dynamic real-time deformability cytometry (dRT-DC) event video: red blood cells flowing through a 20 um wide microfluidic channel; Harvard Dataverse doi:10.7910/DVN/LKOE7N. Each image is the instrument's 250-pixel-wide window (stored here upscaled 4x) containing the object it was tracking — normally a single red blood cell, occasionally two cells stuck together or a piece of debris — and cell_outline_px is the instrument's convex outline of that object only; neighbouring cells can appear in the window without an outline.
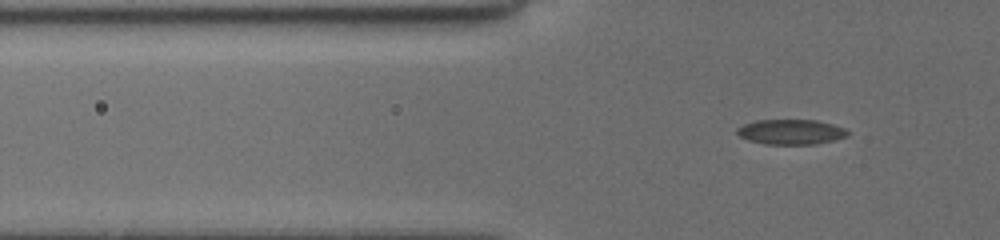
{"species": "common noctule bat (a hibernating species)", "species_latin": "Nyctalus noctula", "temperature_condition": "cold", "stored_images_in_passage": 31, "camera_frame_rate_fps": 3000, "um_per_image_px": 0.085, "animal": {"sex": "female", "body_mass_g": 19.5, "forearm_length_mm": 54.1}, "frame": {"image": 1, "passage_image": 9, "time_ms": 3.333, "image_size_px": [1000, 240], "cell_outline_px": [[848, 136], [836, 140], [816, 144], [764, 144], [748, 140], [740, 136], [736, 132], [736, 128], [744, 124], [756, 120], [816, 120], [832, 124], [844, 128], [848, 132]], "centroid_in_image_um": [67.23, 11.21], "position_along_channel_um": 58.6, "area_um2": 16.18}}
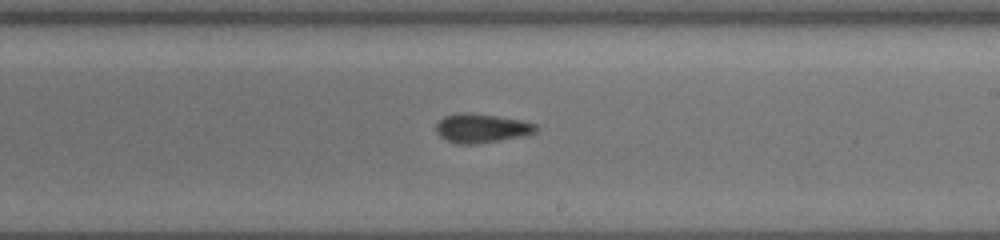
{"frame": {"image": 2, "passage_image": 21, "time_ms": 8.667, "image_size_px": [1000, 240], "cell_outline_px": [[536, 132], [520, 136], [476, 144], [460, 144], [448, 140], [440, 136], [436, 132], [436, 124], [444, 116], [460, 112], [472, 112], [520, 120], [536, 124]], "centroid_in_image_um": [40.88, 10.88], "position_along_channel_um": 248.1, "area_um2": 16.65}}
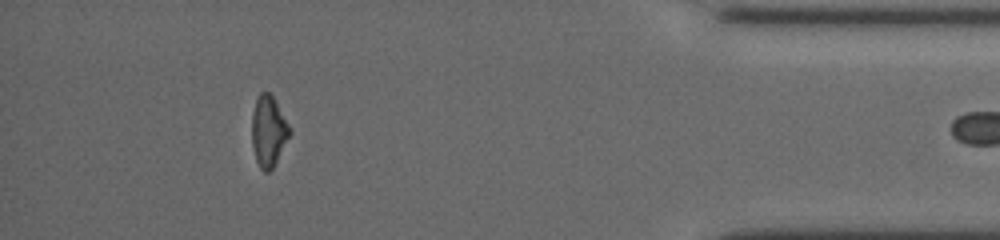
{"frame": {"image": 3, "passage_image": 30, "time_ms": 14.0, "image_size_px": [1000, 240], "cell_outline_px": [[292, 132], [272, 168], [268, 172], [264, 172], [260, 168], [256, 160], [252, 144], [252, 112], [256, 96], [260, 92], [268, 92], [272, 96], [292, 128]], "centroid_in_image_um": [22.82, 11.12], "position_along_channel_um": 412.4, "area_um2": 15.66}}